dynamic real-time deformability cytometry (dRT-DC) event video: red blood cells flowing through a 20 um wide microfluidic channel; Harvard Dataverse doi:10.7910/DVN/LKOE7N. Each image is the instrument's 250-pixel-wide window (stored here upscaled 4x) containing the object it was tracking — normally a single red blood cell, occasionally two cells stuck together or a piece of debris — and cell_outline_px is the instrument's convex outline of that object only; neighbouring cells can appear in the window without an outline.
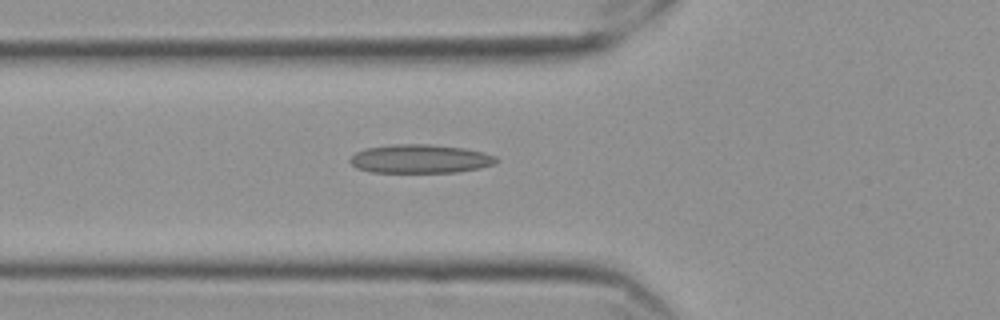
{"species": "Egyptian fruit bat (a non-hibernating species)", "species_latin": "Rousettus aegyptiacus", "temperature_condition": "cold", "stored_images_in_passage": 53, "camera_frame_rate_fps": 3000, "um_per_image_px": 0.085, "frame": {"image": 1, "passage_image": 17, "time_ms": 5.333, "image_size_px": [1000, 320], "cell_outline_px": [[500, 160], [492, 164], [480, 168], [456, 172], [372, 172], [356, 168], [348, 160], [356, 152], [364, 148], [392, 144], [428, 144], [464, 148], [484, 152], [496, 156]], "centroid_in_image_um": [35.71, 13.49], "position_along_channel_um": 90.1, "area_um2": 24.51}}
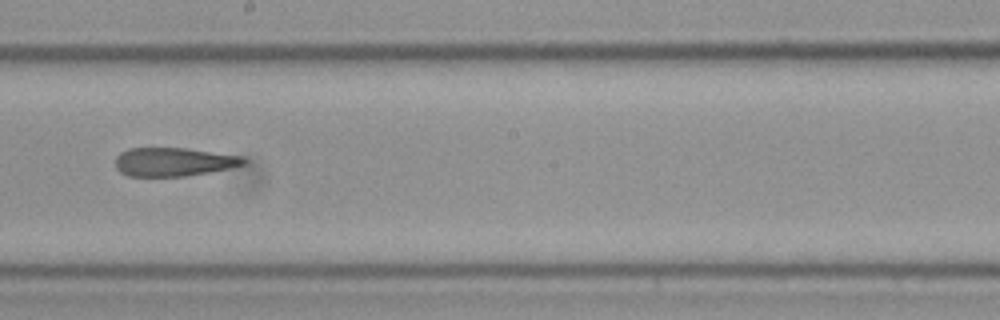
{"frame": {"image": 2, "passage_image": 29, "time_ms": 9.333, "image_size_px": [1000, 320], "cell_outline_px": [[248, 160], [244, 164], [228, 168], [208, 172], [184, 176], [128, 176], [120, 172], [116, 168], [116, 156], [120, 152], [128, 148], [188, 148], [244, 156]], "centroid_in_image_um": [14.76, 13.75], "position_along_channel_um": 233.4, "area_um2": 21.44}}
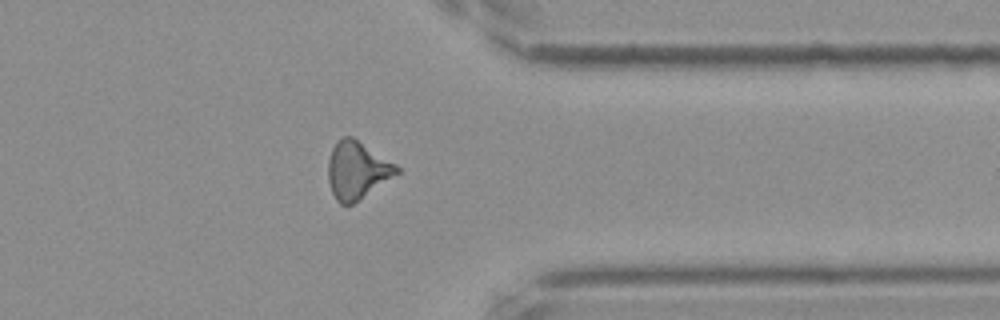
{"frame": {"image": 3, "passage_image": 42, "time_ms": 13.667, "image_size_px": [1000, 320], "cell_outline_px": [[400, 172], [360, 200], [352, 204], [340, 204], [336, 200], [332, 192], [328, 180], [328, 160], [332, 148], [344, 136], [352, 136], [396, 164], [400, 168]], "centroid_in_image_um": [30.36, 14.48], "position_along_channel_um": 381.0, "area_um2": 22.89}, "authors_computed_cell_mechanics": {"area_um2": 22.8888, "velocity_mm_per_s": 3.5578, "shape_relaxation_time_tau1_ms": null, "shape_relaxation_time_tau2_ms": 7.4186, "deformation_change_tau1": null, "deformation_change_tau2": 0.2086}}